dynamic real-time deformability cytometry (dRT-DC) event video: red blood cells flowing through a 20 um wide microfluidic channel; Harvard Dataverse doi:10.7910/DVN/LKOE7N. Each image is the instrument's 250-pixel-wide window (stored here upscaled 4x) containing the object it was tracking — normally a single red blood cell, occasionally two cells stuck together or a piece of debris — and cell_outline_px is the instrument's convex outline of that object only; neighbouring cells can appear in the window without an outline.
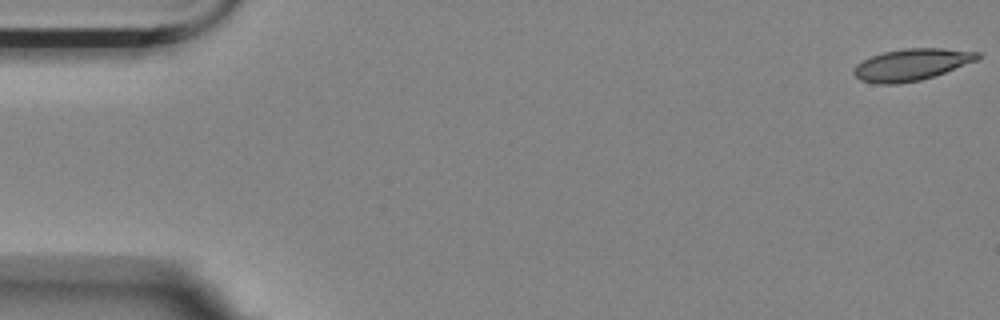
{"species": "Egyptian fruit bat (a non-hibernating species)", "species_latin": "Rousettus aegyptiacus", "temperature_condition": "room temperature", "stored_images_in_passage": 8, "camera_frame_rate_fps": 3000, "um_per_image_px": 0.085, "animal": {"sex": "female"}, "frame": {"image": 1, "passage_image": 1, "time_ms": 0.0, "image_size_px": [1000, 320], "cell_outline_px": [[980, 56], [976, 60], [944, 72], [920, 80], [896, 84], [880, 84], [860, 80], [852, 72], [856, 64], [872, 56], [884, 52], [904, 48], [944, 48], [980, 52]], "centroid_in_image_um": [77.45, 5.48], "position_along_channel_um": 7.5, "area_um2": 22.6}}
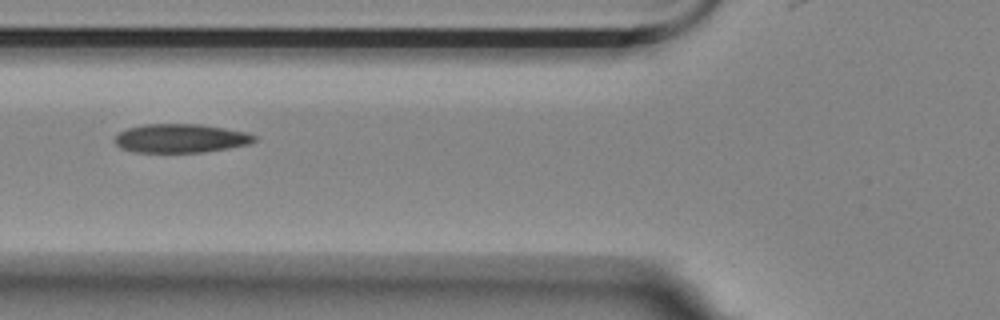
{"frame": {"image": 2, "passage_image": 7, "time_ms": 6.667, "image_size_px": [1000, 320], "cell_outline_px": [[256, 140], [248, 144], [228, 148], [204, 152], [136, 152], [120, 148], [112, 140], [120, 132], [128, 128], [144, 124], [200, 124], [248, 132], [256, 136]], "centroid_in_image_um": [15.35, 11.75], "position_along_channel_um": 110.5, "area_um2": 23.41}}
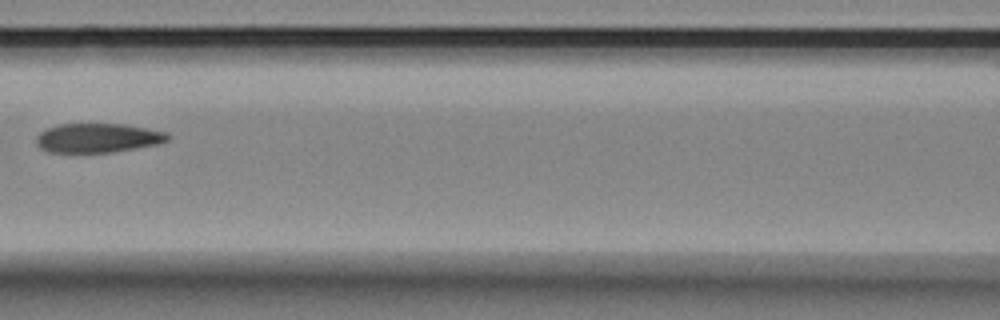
{"frame": {"image": 3, "passage_image": 8, "time_ms": 8.0, "image_size_px": [1000, 320], "cell_outline_px": [[172, 136], [168, 140], [156, 144], [112, 152], [48, 152], [40, 148], [36, 144], [36, 136], [40, 132], [48, 128], [60, 124], [128, 124], [168, 132]], "centroid_in_image_um": [8.33, 11.71], "position_along_channel_um": 158.3, "area_um2": 22.43}}